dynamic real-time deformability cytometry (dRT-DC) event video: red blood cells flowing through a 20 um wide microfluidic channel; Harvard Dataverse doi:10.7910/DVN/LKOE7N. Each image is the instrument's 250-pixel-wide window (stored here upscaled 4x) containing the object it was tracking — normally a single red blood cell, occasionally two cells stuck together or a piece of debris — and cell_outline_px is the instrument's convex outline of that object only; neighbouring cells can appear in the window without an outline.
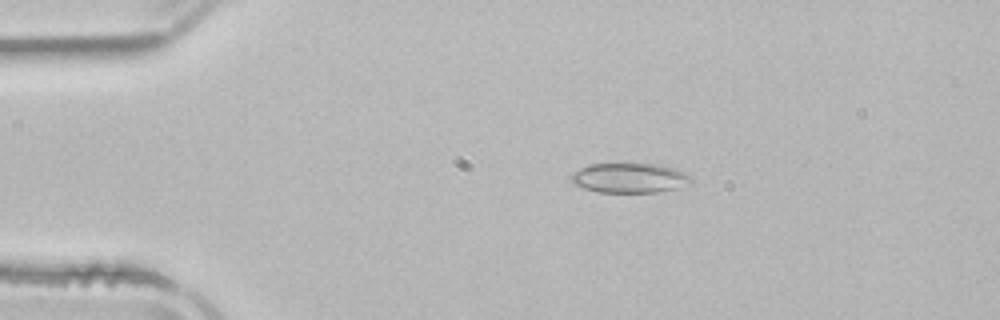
{"species": "common noctule bat (a hibernating species)", "species_latin": "Nyctalus noctula", "temperature_condition": "room temperature", "stored_images_in_passage": 2, "camera_frame_rate_fps": 3000, "um_per_image_px": 0.085, "animal": {"sex": "male", "body_mass_g": 21.5, "forearm_length_mm": 52.0}, "frame": {"image": 1, "passage_image": 2, "time_ms": 1.667, "image_size_px": [1000, 320], "cell_outline_px": [[692, 180], [676, 188], [656, 192], [596, 192], [572, 184], [568, 176], [572, 172], [580, 168], [592, 164], [664, 164], [676, 168], [692, 176]], "centroid_in_image_um": [53.46, 15.12], "position_along_channel_um": 31.5, "area_um2": 20.92}}